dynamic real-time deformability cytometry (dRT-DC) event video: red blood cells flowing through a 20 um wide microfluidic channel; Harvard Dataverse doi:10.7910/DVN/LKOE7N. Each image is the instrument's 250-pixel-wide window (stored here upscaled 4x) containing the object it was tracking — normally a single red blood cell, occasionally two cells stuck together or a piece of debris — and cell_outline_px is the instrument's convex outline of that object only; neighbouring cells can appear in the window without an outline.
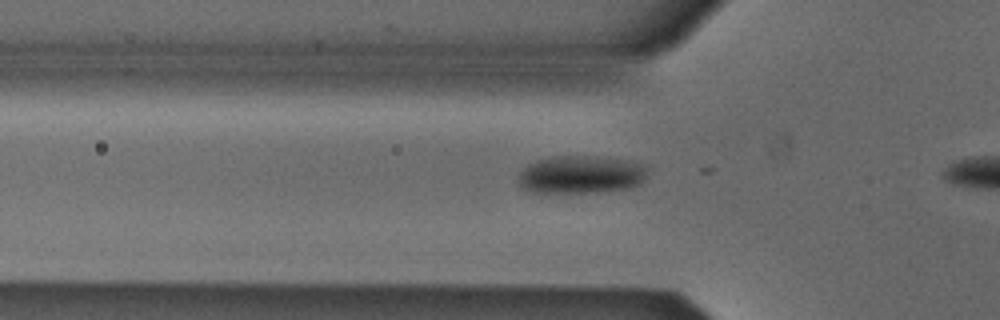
{"species": "Egyptian fruit bat (a non-hibernating species)", "species_latin": "Rousettus aegyptiacus", "temperature_condition": "cold", "stored_images_in_passage": 6, "camera_frame_rate_fps": 3000, "um_per_image_px": 0.085, "animal": {"sex": "male"}, "frame": {"image": 1, "passage_image": 2, "time_ms": 0.333, "image_size_px": [1000, 320], "cell_outline_px": [[648, 176], [640, 184], [632, 188], [596, 192], [532, 192], [524, 188], [520, 184], [520, 172], [528, 164], [536, 160], [552, 156], [592, 156], [628, 160], [644, 164]], "centroid_in_image_um": [49.43, 14.83], "position_along_channel_um": 76.4, "area_um2": 28.55}}
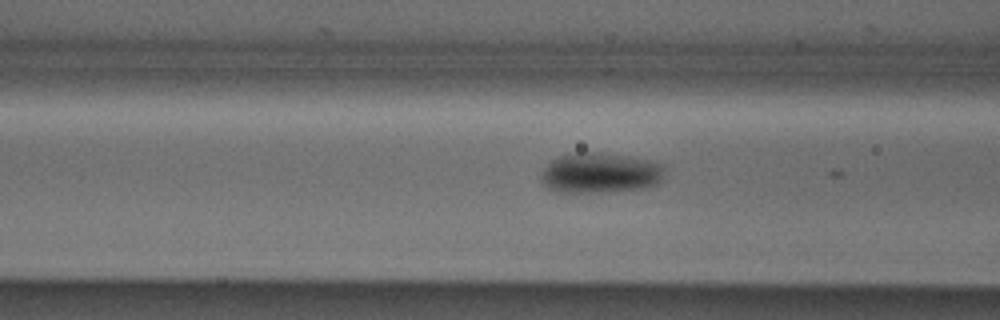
{"frame": {"image": 2, "passage_image": 5, "time_ms": 1.333, "image_size_px": [1000, 320], "cell_outline_px": [[664, 168], [660, 180], [656, 184], [644, 188], [600, 192], [556, 192], [548, 188], [540, 180], [540, 176], [544, 168], [556, 156], [576, 152], [592, 152], [628, 156], [652, 160], [664, 164]], "centroid_in_image_um": [50.99, 14.69], "position_along_channel_um": 115.6, "area_um2": 29.13}}